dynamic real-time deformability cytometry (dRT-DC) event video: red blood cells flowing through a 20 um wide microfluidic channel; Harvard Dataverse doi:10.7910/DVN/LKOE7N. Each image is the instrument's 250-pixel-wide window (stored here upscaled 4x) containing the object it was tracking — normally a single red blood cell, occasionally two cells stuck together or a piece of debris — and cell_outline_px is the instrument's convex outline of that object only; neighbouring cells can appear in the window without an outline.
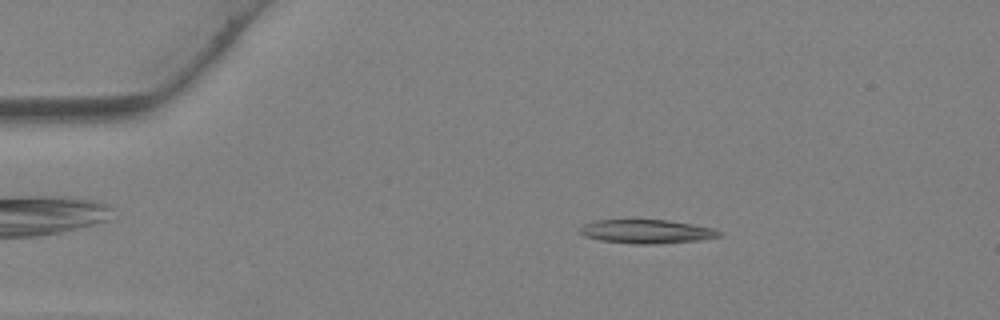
{"species": "Egyptian fruit bat (a non-hibernating species)", "species_latin": "Rousettus aegyptiacus", "temperature_condition": "warm", "stored_images_in_passage": 4, "camera_frame_rate_fps": 3000, "um_per_image_px": 0.085, "animal": {"sex": "female"}, "frame": {"image": 1, "passage_image": 2, "time_ms": 0.333, "image_size_px": [1000, 320], "cell_outline_px": [[720, 236], [700, 240], [652, 244], [632, 244], [600, 240], [584, 236], [576, 232], [584, 224], [596, 220], [668, 220], [692, 224], [712, 228], [720, 232]], "centroid_in_image_um": [54.9, 19.68], "position_along_channel_um": 30.1, "area_um2": 19.25}}